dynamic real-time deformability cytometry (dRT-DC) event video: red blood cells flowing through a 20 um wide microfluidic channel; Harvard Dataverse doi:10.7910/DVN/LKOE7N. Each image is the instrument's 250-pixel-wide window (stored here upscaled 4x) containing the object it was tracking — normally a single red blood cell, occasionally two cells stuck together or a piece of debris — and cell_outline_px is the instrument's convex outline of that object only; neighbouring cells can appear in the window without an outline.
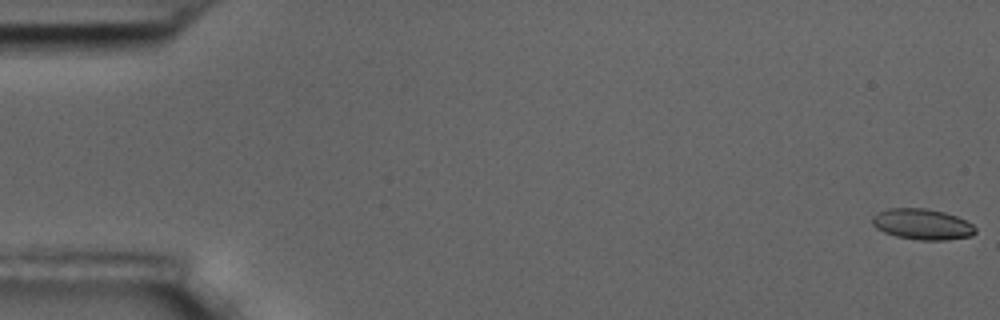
{"species": "common noctule bat (a hibernating species)", "species_latin": "Nyctalus noctula", "temperature_condition": "room temperature", "stored_images_in_passage": 56, "camera_frame_rate_fps": 3000, "um_per_image_px": 0.085, "animal": {"sex": "male", "body_mass_g": 17.5, "forearm_length_mm": 52.3}, "frame": {"image": 1, "passage_image": 1, "time_ms": 0.0, "image_size_px": [1000, 320], "cell_outline_px": [[976, 232], [972, 236], [944, 240], [920, 240], [896, 236], [884, 232], [876, 228], [872, 224], [872, 216], [876, 212], [888, 208], [924, 208], [944, 212], [956, 216], [972, 224], [976, 228]], "centroid_in_image_um": [78.37, 19.05], "position_along_channel_um": 6.6, "area_um2": 18.55}}
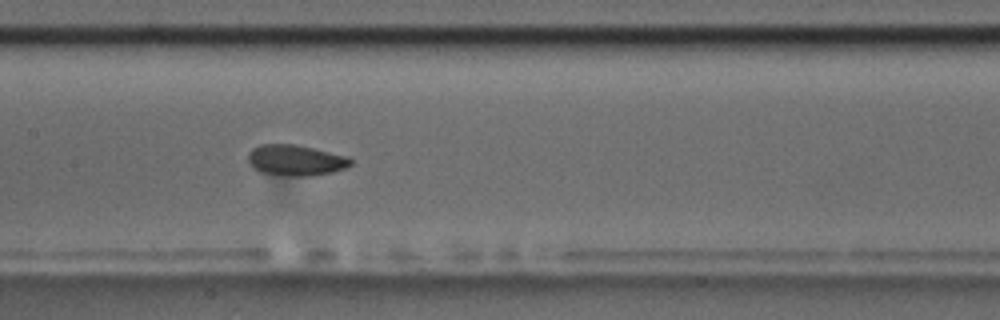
{"frame": {"image": 2, "passage_image": 28, "time_ms": 9.0, "image_size_px": [1000, 320], "cell_outline_px": [[352, 164], [344, 168], [332, 172], [312, 176], [292, 176], [260, 172], [252, 168], [248, 164], [248, 152], [252, 148], [260, 144], [296, 144], [348, 156], [352, 160]], "centroid_in_image_um": [25.1, 13.61], "position_along_channel_um": 182.3, "area_um2": 18.61}}
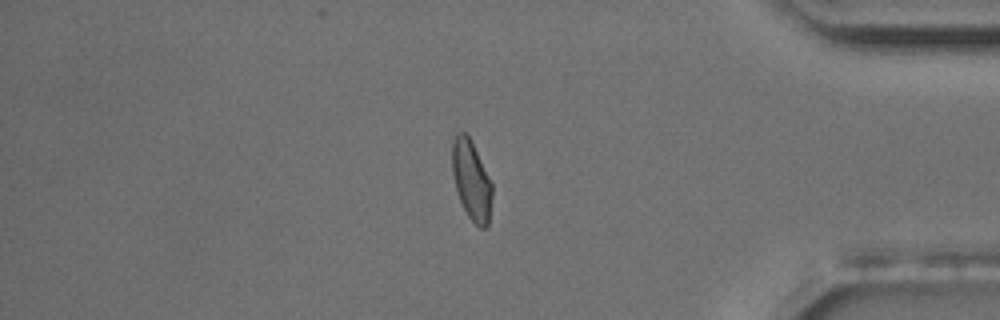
{"frame": {"image": 3, "passage_image": 48, "time_ms": 15.667, "image_size_px": [1000, 320], "cell_outline_px": [[492, 196], [488, 224], [484, 228], [480, 228], [468, 216], [460, 200], [456, 188], [452, 172], [452, 140], [456, 132], [464, 132], [472, 140], [492, 184]], "centroid_in_image_um": [40.06, 15.28], "position_along_channel_um": 395.1, "area_um2": 18.44}, "authors_computed_cell_mechanics": {"area_um2": 18.6983, "velocity_mm_per_s": 3.623, "shape_relaxation_time_tau1_ms": 3.7083, "shape_relaxation_time_tau2_ms": 1.5923, "deformation_change_tau1": 0.1067, "deformation_change_tau2": 0.056}}